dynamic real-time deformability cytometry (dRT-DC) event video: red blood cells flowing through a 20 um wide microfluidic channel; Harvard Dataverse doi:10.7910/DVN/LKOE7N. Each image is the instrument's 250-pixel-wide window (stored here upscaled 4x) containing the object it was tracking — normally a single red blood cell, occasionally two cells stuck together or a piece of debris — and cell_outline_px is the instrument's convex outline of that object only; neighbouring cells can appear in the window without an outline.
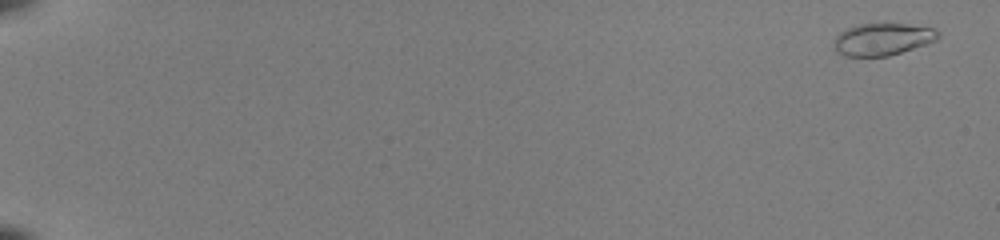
{"species": "common noctule bat (a hibernating species)", "species_latin": "Nyctalus noctula", "temperature_condition": "room temperature", "stored_images_in_passage": 53, "camera_frame_rate_fps": 3000, "um_per_image_px": 0.085, "animal": {"sex": "female", "body_mass_g": 22.0, "forearm_length_mm": 56.7}, "frame": {"image": 1, "passage_image": 2, "time_ms": 0.333, "image_size_px": [1000, 240], "cell_outline_px": [[940, 36], [936, 40], [888, 56], [844, 56], [836, 52], [832, 44], [836, 36], [844, 28], [860, 24], [908, 24], [936, 28], [940, 32]], "centroid_in_image_um": [74.98, 3.33], "position_along_channel_um": 10.0, "area_um2": 19.59}}
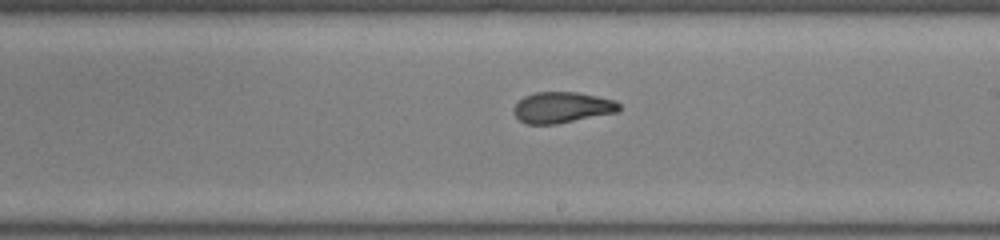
{"frame": {"image": 2, "passage_image": 34, "time_ms": 11.0, "image_size_px": [1000, 240], "cell_outline_px": [[620, 108], [616, 112], [556, 124], [528, 124], [520, 120], [512, 112], [512, 108], [524, 96], [536, 92], [576, 92], [616, 100], [620, 104]], "centroid_in_image_um": [47.76, 9.13], "position_along_channel_um": 241.2, "area_um2": 18.9}}
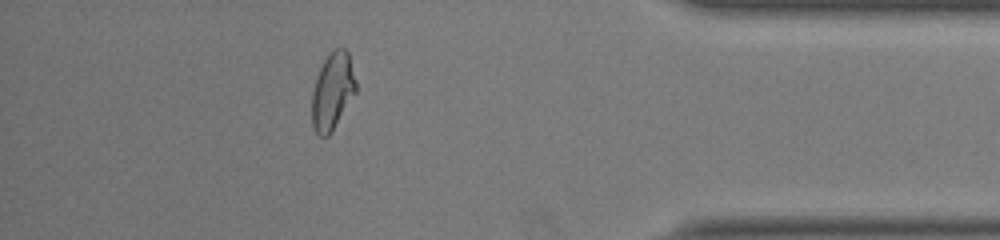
{"frame": {"image": 3, "passage_image": 48, "time_ms": 15.667, "image_size_px": [1000, 240], "cell_outline_px": [[356, 92], [328, 136], [320, 136], [316, 132], [312, 124], [312, 92], [316, 76], [324, 60], [332, 48], [344, 48], [348, 52], [356, 80]], "centroid_in_image_um": [28.26, 7.71], "position_along_channel_um": 406.9, "area_um2": 19.59}, "authors_computed_cell_mechanics": {"area_um2": 19.5942, "velocity_mm_per_s": 4.1043, "shape_relaxation_time_tau1_ms": null, "shape_relaxation_time_tau2_ms": 1.2713, "deformation_change_tau1": null, "deformation_change_tau2": 0.0732}}